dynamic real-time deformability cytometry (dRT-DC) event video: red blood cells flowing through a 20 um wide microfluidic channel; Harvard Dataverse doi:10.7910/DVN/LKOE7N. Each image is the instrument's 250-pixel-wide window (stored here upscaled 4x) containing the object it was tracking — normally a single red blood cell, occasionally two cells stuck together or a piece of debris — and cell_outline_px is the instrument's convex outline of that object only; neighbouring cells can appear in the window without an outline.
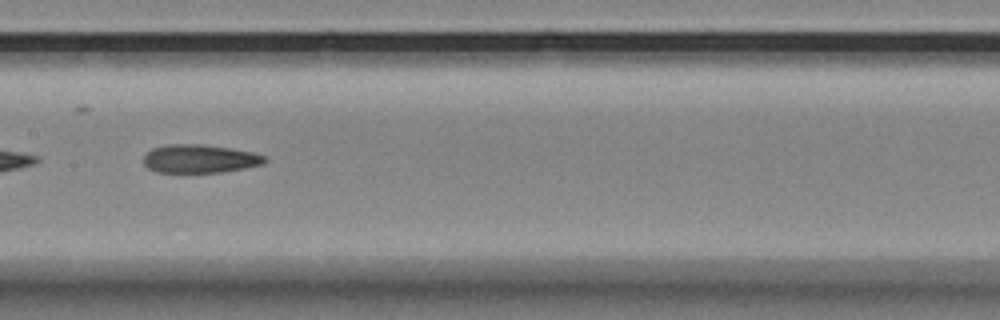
{"species": "Egyptian fruit bat (a non-hibernating species)", "species_latin": "Rousettus aegyptiacus", "temperature_condition": "room temperature", "stored_images_in_passage": 36, "camera_frame_rate_fps": 3000, "um_per_image_px": 0.085, "animal": {"sex": "female"}, "frame": {"image": 1, "passage_image": 11, "time_ms": 3.333, "image_size_px": [1000, 320], "cell_outline_px": [[268, 160], [264, 164], [244, 168], [220, 172], [156, 172], [148, 168], [144, 164], [144, 156], [152, 148], [168, 144], [200, 144], [228, 148], [252, 152], [264, 156]], "centroid_in_image_um": [16.97, 13.49], "position_along_channel_um": 190.4, "area_um2": 19.88}}
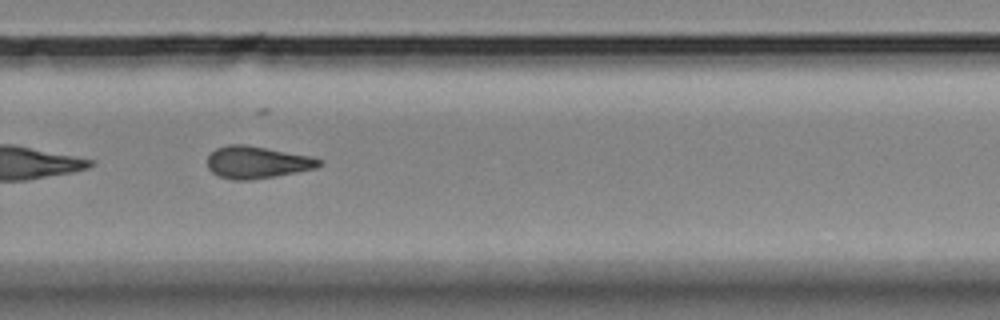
{"frame": {"image": 2, "passage_image": 21, "time_ms": 6.667, "image_size_px": [1000, 320], "cell_outline_px": [[320, 164], [316, 168], [272, 176], [248, 180], [232, 180], [220, 176], [212, 172], [208, 168], [208, 156], [216, 148], [228, 144], [244, 144], [308, 156], [320, 160]], "centroid_in_image_um": [21.77, 13.79], "position_along_channel_um": 308.0, "area_um2": 20.4}, "authors_computed_cell_mechanics": {"area_um2": 20.4612, "velocity_mm_per_s": 3.5423, "shape_relaxation_time_tau1_ms": 7.4591, "shape_relaxation_time_tau2_ms": 2.6807, "deformation_change_tau1": 0.1767, "deformation_change_tau2": 0.1153}}